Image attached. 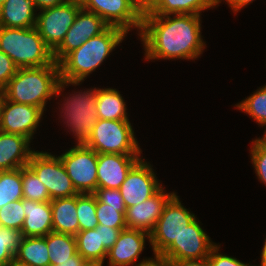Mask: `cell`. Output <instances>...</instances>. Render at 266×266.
<instances>
[{
    "mask_svg": "<svg viewBox=\"0 0 266 266\" xmlns=\"http://www.w3.org/2000/svg\"><path fill=\"white\" fill-rule=\"evenodd\" d=\"M14 263L21 266H50L46 239L44 237H22Z\"/></svg>",
    "mask_w": 266,
    "mask_h": 266,
    "instance_id": "cb8c5ba5",
    "label": "cell"
},
{
    "mask_svg": "<svg viewBox=\"0 0 266 266\" xmlns=\"http://www.w3.org/2000/svg\"><path fill=\"white\" fill-rule=\"evenodd\" d=\"M210 9H212L210 0H159L148 13L143 15L193 14L202 16V12Z\"/></svg>",
    "mask_w": 266,
    "mask_h": 266,
    "instance_id": "4316f807",
    "label": "cell"
},
{
    "mask_svg": "<svg viewBox=\"0 0 266 266\" xmlns=\"http://www.w3.org/2000/svg\"><path fill=\"white\" fill-rule=\"evenodd\" d=\"M26 215L21 229L22 237H44L53 231L50 201L35 202L22 198Z\"/></svg>",
    "mask_w": 266,
    "mask_h": 266,
    "instance_id": "ffe728a7",
    "label": "cell"
},
{
    "mask_svg": "<svg viewBox=\"0 0 266 266\" xmlns=\"http://www.w3.org/2000/svg\"><path fill=\"white\" fill-rule=\"evenodd\" d=\"M6 0H0V7L4 4Z\"/></svg>",
    "mask_w": 266,
    "mask_h": 266,
    "instance_id": "816d5d0a",
    "label": "cell"
},
{
    "mask_svg": "<svg viewBox=\"0 0 266 266\" xmlns=\"http://www.w3.org/2000/svg\"><path fill=\"white\" fill-rule=\"evenodd\" d=\"M28 166L45 185L51 200L79 194L58 155L37 150L32 154Z\"/></svg>",
    "mask_w": 266,
    "mask_h": 266,
    "instance_id": "9c48e42d",
    "label": "cell"
},
{
    "mask_svg": "<svg viewBox=\"0 0 266 266\" xmlns=\"http://www.w3.org/2000/svg\"><path fill=\"white\" fill-rule=\"evenodd\" d=\"M58 155L79 194H93L97 190L98 154L85 144L74 143Z\"/></svg>",
    "mask_w": 266,
    "mask_h": 266,
    "instance_id": "ba28073f",
    "label": "cell"
},
{
    "mask_svg": "<svg viewBox=\"0 0 266 266\" xmlns=\"http://www.w3.org/2000/svg\"><path fill=\"white\" fill-rule=\"evenodd\" d=\"M201 15H143L138 34L146 61L197 60L207 47Z\"/></svg>",
    "mask_w": 266,
    "mask_h": 266,
    "instance_id": "6da1fadb",
    "label": "cell"
},
{
    "mask_svg": "<svg viewBox=\"0 0 266 266\" xmlns=\"http://www.w3.org/2000/svg\"><path fill=\"white\" fill-rule=\"evenodd\" d=\"M96 228L100 229L101 242L103 243V246L107 251L118 240V237L122 231L117 228H112L105 225H98Z\"/></svg>",
    "mask_w": 266,
    "mask_h": 266,
    "instance_id": "f35d334b",
    "label": "cell"
},
{
    "mask_svg": "<svg viewBox=\"0 0 266 266\" xmlns=\"http://www.w3.org/2000/svg\"><path fill=\"white\" fill-rule=\"evenodd\" d=\"M133 5L139 10V12L143 15L148 13L159 0H131Z\"/></svg>",
    "mask_w": 266,
    "mask_h": 266,
    "instance_id": "60d3db41",
    "label": "cell"
},
{
    "mask_svg": "<svg viewBox=\"0 0 266 266\" xmlns=\"http://www.w3.org/2000/svg\"><path fill=\"white\" fill-rule=\"evenodd\" d=\"M130 120L98 119L84 143L97 154L142 155Z\"/></svg>",
    "mask_w": 266,
    "mask_h": 266,
    "instance_id": "8992f818",
    "label": "cell"
},
{
    "mask_svg": "<svg viewBox=\"0 0 266 266\" xmlns=\"http://www.w3.org/2000/svg\"><path fill=\"white\" fill-rule=\"evenodd\" d=\"M126 207H112L96 199V217L99 225L123 230L126 225Z\"/></svg>",
    "mask_w": 266,
    "mask_h": 266,
    "instance_id": "d6a6232c",
    "label": "cell"
},
{
    "mask_svg": "<svg viewBox=\"0 0 266 266\" xmlns=\"http://www.w3.org/2000/svg\"><path fill=\"white\" fill-rule=\"evenodd\" d=\"M18 67L14 61L0 50V87L5 89L9 80L16 74Z\"/></svg>",
    "mask_w": 266,
    "mask_h": 266,
    "instance_id": "74e56055",
    "label": "cell"
},
{
    "mask_svg": "<svg viewBox=\"0 0 266 266\" xmlns=\"http://www.w3.org/2000/svg\"><path fill=\"white\" fill-rule=\"evenodd\" d=\"M125 38L127 33L123 29L109 26L101 34L88 39L59 63L60 79L84 82L96 69L98 70Z\"/></svg>",
    "mask_w": 266,
    "mask_h": 266,
    "instance_id": "7a4b0ae2",
    "label": "cell"
},
{
    "mask_svg": "<svg viewBox=\"0 0 266 266\" xmlns=\"http://www.w3.org/2000/svg\"><path fill=\"white\" fill-rule=\"evenodd\" d=\"M82 83L60 79L54 92V99L57 100L60 96L63 99H60V104L58 103L60 113L58 120L61 118L63 126L66 124L67 133L70 132V135L72 133L77 144H84L87 141L98 120L96 109V89L98 87L72 90L71 93L67 92L69 95L64 92L69 86L79 87Z\"/></svg>",
    "mask_w": 266,
    "mask_h": 266,
    "instance_id": "3957f363",
    "label": "cell"
},
{
    "mask_svg": "<svg viewBox=\"0 0 266 266\" xmlns=\"http://www.w3.org/2000/svg\"><path fill=\"white\" fill-rule=\"evenodd\" d=\"M37 11L34 0H6L0 7V26L35 27Z\"/></svg>",
    "mask_w": 266,
    "mask_h": 266,
    "instance_id": "44dd1931",
    "label": "cell"
},
{
    "mask_svg": "<svg viewBox=\"0 0 266 266\" xmlns=\"http://www.w3.org/2000/svg\"><path fill=\"white\" fill-rule=\"evenodd\" d=\"M0 50L18 68L41 67L53 64V51L45 44L35 27L0 26Z\"/></svg>",
    "mask_w": 266,
    "mask_h": 266,
    "instance_id": "5b68a950",
    "label": "cell"
},
{
    "mask_svg": "<svg viewBox=\"0 0 266 266\" xmlns=\"http://www.w3.org/2000/svg\"><path fill=\"white\" fill-rule=\"evenodd\" d=\"M96 199L112 207H125L123 197L119 189L102 188L93 193Z\"/></svg>",
    "mask_w": 266,
    "mask_h": 266,
    "instance_id": "8d00e7d4",
    "label": "cell"
},
{
    "mask_svg": "<svg viewBox=\"0 0 266 266\" xmlns=\"http://www.w3.org/2000/svg\"><path fill=\"white\" fill-rule=\"evenodd\" d=\"M263 133H264L263 136L258 137V138L266 145V128H265Z\"/></svg>",
    "mask_w": 266,
    "mask_h": 266,
    "instance_id": "c3c4849f",
    "label": "cell"
},
{
    "mask_svg": "<svg viewBox=\"0 0 266 266\" xmlns=\"http://www.w3.org/2000/svg\"><path fill=\"white\" fill-rule=\"evenodd\" d=\"M85 263L86 261L84 260V258L77 252L73 256V261H65L62 262V264L56 266H83Z\"/></svg>",
    "mask_w": 266,
    "mask_h": 266,
    "instance_id": "7bdbcfd3",
    "label": "cell"
},
{
    "mask_svg": "<svg viewBox=\"0 0 266 266\" xmlns=\"http://www.w3.org/2000/svg\"><path fill=\"white\" fill-rule=\"evenodd\" d=\"M147 241L150 244V233L139 229H123L118 240L108 250L106 262L109 266H135L136 262L148 259L140 258Z\"/></svg>",
    "mask_w": 266,
    "mask_h": 266,
    "instance_id": "2e32d148",
    "label": "cell"
},
{
    "mask_svg": "<svg viewBox=\"0 0 266 266\" xmlns=\"http://www.w3.org/2000/svg\"><path fill=\"white\" fill-rule=\"evenodd\" d=\"M21 177L23 198L35 202L51 201L47 188L28 165L21 167Z\"/></svg>",
    "mask_w": 266,
    "mask_h": 266,
    "instance_id": "4dcf8cb0",
    "label": "cell"
},
{
    "mask_svg": "<svg viewBox=\"0 0 266 266\" xmlns=\"http://www.w3.org/2000/svg\"><path fill=\"white\" fill-rule=\"evenodd\" d=\"M23 210L22 199L5 204L0 208V226L21 232L26 217Z\"/></svg>",
    "mask_w": 266,
    "mask_h": 266,
    "instance_id": "836d02e7",
    "label": "cell"
},
{
    "mask_svg": "<svg viewBox=\"0 0 266 266\" xmlns=\"http://www.w3.org/2000/svg\"><path fill=\"white\" fill-rule=\"evenodd\" d=\"M203 223L196 217L186 229L161 254L172 265L185 260H201L210 255L217 245L202 228Z\"/></svg>",
    "mask_w": 266,
    "mask_h": 266,
    "instance_id": "8fae6325",
    "label": "cell"
},
{
    "mask_svg": "<svg viewBox=\"0 0 266 266\" xmlns=\"http://www.w3.org/2000/svg\"><path fill=\"white\" fill-rule=\"evenodd\" d=\"M44 113L39 107L16 103L3 97L0 105V131L25 136L33 141Z\"/></svg>",
    "mask_w": 266,
    "mask_h": 266,
    "instance_id": "4fadbf2b",
    "label": "cell"
},
{
    "mask_svg": "<svg viewBox=\"0 0 266 266\" xmlns=\"http://www.w3.org/2000/svg\"><path fill=\"white\" fill-rule=\"evenodd\" d=\"M77 252L86 262L104 265L108 251L101 242L100 229L79 231L76 235Z\"/></svg>",
    "mask_w": 266,
    "mask_h": 266,
    "instance_id": "d4e9b609",
    "label": "cell"
},
{
    "mask_svg": "<svg viewBox=\"0 0 266 266\" xmlns=\"http://www.w3.org/2000/svg\"><path fill=\"white\" fill-rule=\"evenodd\" d=\"M109 25L97 14L81 9L64 40L53 51V59L60 63L70 52L78 49L88 39L104 32Z\"/></svg>",
    "mask_w": 266,
    "mask_h": 266,
    "instance_id": "9a60e30c",
    "label": "cell"
},
{
    "mask_svg": "<svg viewBox=\"0 0 266 266\" xmlns=\"http://www.w3.org/2000/svg\"><path fill=\"white\" fill-rule=\"evenodd\" d=\"M183 204L176 193L165 205L161 217L150 232L152 254H161L196 218L193 211Z\"/></svg>",
    "mask_w": 266,
    "mask_h": 266,
    "instance_id": "52a82bcc",
    "label": "cell"
},
{
    "mask_svg": "<svg viewBox=\"0 0 266 266\" xmlns=\"http://www.w3.org/2000/svg\"><path fill=\"white\" fill-rule=\"evenodd\" d=\"M3 97H4V89L0 87V105H1Z\"/></svg>",
    "mask_w": 266,
    "mask_h": 266,
    "instance_id": "f907efd6",
    "label": "cell"
},
{
    "mask_svg": "<svg viewBox=\"0 0 266 266\" xmlns=\"http://www.w3.org/2000/svg\"><path fill=\"white\" fill-rule=\"evenodd\" d=\"M59 80L60 67L56 62L41 67L18 68L4 89V97L9 101L39 107L46 112Z\"/></svg>",
    "mask_w": 266,
    "mask_h": 266,
    "instance_id": "277c9868",
    "label": "cell"
},
{
    "mask_svg": "<svg viewBox=\"0 0 266 266\" xmlns=\"http://www.w3.org/2000/svg\"><path fill=\"white\" fill-rule=\"evenodd\" d=\"M142 155L98 154L97 189H119Z\"/></svg>",
    "mask_w": 266,
    "mask_h": 266,
    "instance_id": "ac0fdd59",
    "label": "cell"
},
{
    "mask_svg": "<svg viewBox=\"0 0 266 266\" xmlns=\"http://www.w3.org/2000/svg\"><path fill=\"white\" fill-rule=\"evenodd\" d=\"M82 9L97 14L109 26L123 29L127 34L136 29L138 35L143 15L131 0H80Z\"/></svg>",
    "mask_w": 266,
    "mask_h": 266,
    "instance_id": "7c38bea8",
    "label": "cell"
},
{
    "mask_svg": "<svg viewBox=\"0 0 266 266\" xmlns=\"http://www.w3.org/2000/svg\"><path fill=\"white\" fill-rule=\"evenodd\" d=\"M221 244L217 245L211 250L210 255L207 257L208 266H257L250 263H244L226 254L221 253Z\"/></svg>",
    "mask_w": 266,
    "mask_h": 266,
    "instance_id": "d590c367",
    "label": "cell"
},
{
    "mask_svg": "<svg viewBox=\"0 0 266 266\" xmlns=\"http://www.w3.org/2000/svg\"><path fill=\"white\" fill-rule=\"evenodd\" d=\"M21 168L0 171V208L23 198Z\"/></svg>",
    "mask_w": 266,
    "mask_h": 266,
    "instance_id": "f1b7e54d",
    "label": "cell"
},
{
    "mask_svg": "<svg viewBox=\"0 0 266 266\" xmlns=\"http://www.w3.org/2000/svg\"><path fill=\"white\" fill-rule=\"evenodd\" d=\"M153 257H148L137 263L135 266H173L172 263L162 254H154Z\"/></svg>",
    "mask_w": 266,
    "mask_h": 266,
    "instance_id": "ab89813d",
    "label": "cell"
},
{
    "mask_svg": "<svg viewBox=\"0 0 266 266\" xmlns=\"http://www.w3.org/2000/svg\"><path fill=\"white\" fill-rule=\"evenodd\" d=\"M11 266H21V265H18V264L13 263Z\"/></svg>",
    "mask_w": 266,
    "mask_h": 266,
    "instance_id": "f5cc1de1",
    "label": "cell"
},
{
    "mask_svg": "<svg viewBox=\"0 0 266 266\" xmlns=\"http://www.w3.org/2000/svg\"><path fill=\"white\" fill-rule=\"evenodd\" d=\"M31 142L25 136L0 131V171L27 166L36 151Z\"/></svg>",
    "mask_w": 266,
    "mask_h": 266,
    "instance_id": "d6986e66",
    "label": "cell"
},
{
    "mask_svg": "<svg viewBox=\"0 0 266 266\" xmlns=\"http://www.w3.org/2000/svg\"><path fill=\"white\" fill-rule=\"evenodd\" d=\"M76 209L79 231L95 229L99 225L96 217V197L94 194L76 195Z\"/></svg>",
    "mask_w": 266,
    "mask_h": 266,
    "instance_id": "f546056e",
    "label": "cell"
},
{
    "mask_svg": "<svg viewBox=\"0 0 266 266\" xmlns=\"http://www.w3.org/2000/svg\"><path fill=\"white\" fill-rule=\"evenodd\" d=\"M22 239L16 229L0 226V266H11Z\"/></svg>",
    "mask_w": 266,
    "mask_h": 266,
    "instance_id": "1f68e13d",
    "label": "cell"
},
{
    "mask_svg": "<svg viewBox=\"0 0 266 266\" xmlns=\"http://www.w3.org/2000/svg\"><path fill=\"white\" fill-rule=\"evenodd\" d=\"M83 266H103L100 263H90V262H86Z\"/></svg>",
    "mask_w": 266,
    "mask_h": 266,
    "instance_id": "681fc988",
    "label": "cell"
},
{
    "mask_svg": "<svg viewBox=\"0 0 266 266\" xmlns=\"http://www.w3.org/2000/svg\"><path fill=\"white\" fill-rule=\"evenodd\" d=\"M260 265L258 266H266V236H265V240H264V245L261 248V252H260Z\"/></svg>",
    "mask_w": 266,
    "mask_h": 266,
    "instance_id": "7dc6e473",
    "label": "cell"
},
{
    "mask_svg": "<svg viewBox=\"0 0 266 266\" xmlns=\"http://www.w3.org/2000/svg\"><path fill=\"white\" fill-rule=\"evenodd\" d=\"M173 266H208L207 258L201 260H185L175 263Z\"/></svg>",
    "mask_w": 266,
    "mask_h": 266,
    "instance_id": "ee69618b",
    "label": "cell"
},
{
    "mask_svg": "<svg viewBox=\"0 0 266 266\" xmlns=\"http://www.w3.org/2000/svg\"><path fill=\"white\" fill-rule=\"evenodd\" d=\"M253 1L256 0H235V14L237 15L238 12H240L241 10H243V8L250 5V3L252 4Z\"/></svg>",
    "mask_w": 266,
    "mask_h": 266,
    "instance_id": "bcb514c9",
    "label": "cell"
},
{
    "mask_svg": "<svg viewBox=\"0 0 266 266\" xmlns=\"http://www.w3.org/2000/svg\"><path fill=\"white\" fill-rule=\"evenodd\" d=\"M118 89L102 87L96 89V109L98 119L130 120L127 104Z\"/></svg>",
    "mask_w": 266,
    "mask_h": 266,
    "instance_id": "603a6c76",
    "label": "cell"
},
{
    "mask_svg": "<svg viewBox=\"0 0 266 266\" xmlns=\"http://www.w3.org/2000/svg\"><path fill=\"white\" fill-rule=\"evenodd\" d=\"M251 143L249 156L255 170L254 174L257 176L256 179L266 186V145L257 137Z\"/></svg>",
    "mask_w": 266,
    "mask_h": 266,
    "instance_id": "e575fe53",
    "label": "cell"
},
{
    "mask_svg": "<svg viewBox=\"0 0 266 266\" xmlns=\"http://www.w3.org/2000/svg\"><path fill=\"white\" fill-rule=\"evenodd\" d=\"M210 2H211L212 10L213 8L218 7L219 4L225 2V4H227L228 7L231 8V11L235 14V0H210Z\"/></svg>",
    "mask_w": 266,
    "mask_h": 266,
    "instance_id": "f6af8a7d",
    "label": "cell"
},
{
    "mask_svg": "<svg viewBox=\"0 0 266 266\" xmlns=\"http://www.w3.org/2000/svg\"><path fill=\"white\" fill-rule=\"evenodd\" d=\"M66 1L67 0H34L38 11L45 9V8H50V7L61 5L65 3Z\"/></svg>",
    "mask_w": 266,
    "mask_h": 266,
    "instance_id": "b9f144b4",
    "label": "cell"
},
{
    "mask_svg": "<svg viewBox=\"0 0 266 266\" xmlns=\"http://www.w3.org/2000/svg\"><path fill=\"white\" fill-rule=\"evenodd\" d=\"M177 192H167L163 186L144 202L126 209V225L129 229H139L150 233L161 217L167 202Z\"/></svg>",
    "mask_w": 266,
    "mask_h": 266,
    "instance_id": "e0dca14e",
    "label": "cell"
},
{
    "mask_svg": "<svg viewBox=\"0 0 266 266\" xmlns=\"http://www.w3.org/2000/svg\"><path fill=\"white\" fill-rule=\"evenodd\" d=\"M81 9L80 0H67L61 5L37 12L35 28L52 51L64 40L67 31Z\"/></svg>",
    "mask_w": 266,
    "mask_h": 266,
    "instance_id": "30bf717a",
    "label": "cell"
},
{
    "mask_svg": "<svg viewBox=\"0 0 266 266\" xmlns=\"http://www.w3.org/2000/svg\"><path fill=\"white\" fill-rule=\"evenodd\" d=\"M252 93L235 104L234 108L248 114L260 127L266 128V83Z\"/></svg>",
    "mask_w": 266,
    "mask_h": 266,
    "instance_id": "83f0119b",
    "label": "cell"
},
{
    "mask_svg": "<svg viewBox=\"0 0 266 266\" xmlns=\"http://www.w3.org/2000/svg\"><path fill=\"white\" fill-rule=\"evenodd\" d=\"M53 231L75 236L79 232L76 195L50 201Z\"/></svg>",
    "mask_w": 266,
    "mask_h": 266,
    "instance_id": "7402d4cb",
    "label": "cell"
},
{
    "mask_svg": "<svg viewBox=\"0 0 266 266\" xmlns=\"http://www.w3.org/2000/svg\"><path fill=\"white\" fill-rule=\"evenodd\" d=\"M50 266L62 264L65 261H73L77 253L76 238L73 235L50 232L46 236Z\"/></svg>",
    "mask_w": 266,
    "mask_h": 266,
    "instance_id": "484cf974",
    "label": "cell"
},
{
    "mask_svg": "<svg viewBox=\"0 0 266 266\" xmlns=\"http://www.w3.org/2000/svg\"><path fill=\"white\" fill-rule=\"evenodd\" d=\"M154 171L153 164L143 157L128 172L119 188L126 209L144 202L164 186Z\"/></svg>",
    "mask_w": 266,
    "mask_h": 266,
    "instance_id": "5bb4252c",
    "label": "cell"
}]
</instances>
